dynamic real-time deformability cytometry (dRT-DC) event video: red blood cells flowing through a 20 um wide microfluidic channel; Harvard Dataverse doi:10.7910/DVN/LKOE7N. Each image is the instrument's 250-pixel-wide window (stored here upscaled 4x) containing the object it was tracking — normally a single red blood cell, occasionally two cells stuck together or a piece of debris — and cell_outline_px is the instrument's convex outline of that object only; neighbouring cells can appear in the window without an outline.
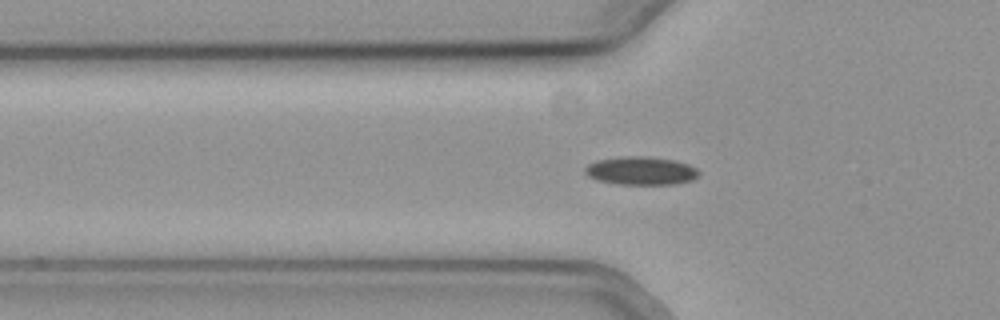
{"species": "common noctule bat (a hibernating species)", "species_latin": "Nyctalus noctula", "temperature_condition": "cold", "stored_images_in_passage": 52, "camera_frame_rate_fps": 3000, "um_per_image_px": 0.085, "animal": {"sex": "female", "body_mass_g": 19.3, "forearm_length_mm": 54.1}, "frame": {"image": 1, "passage_image": 18, "time_ms": 5.667, "image_size_px": [1000, 320], "cell_outline_px": [[700, 172], [692, 180], [676, 184], [616, 184], [596, 180], [588, 176], [584, 172], [584, 168], [588, 164], [596, 160], [624, 156], [648, 156], [676, 160], [688, 164], [696, 168]], "centroid_in_image_um": [54.46, 14.51], "position_along_channel_um": 71.3, "area_um2": 18.9}}
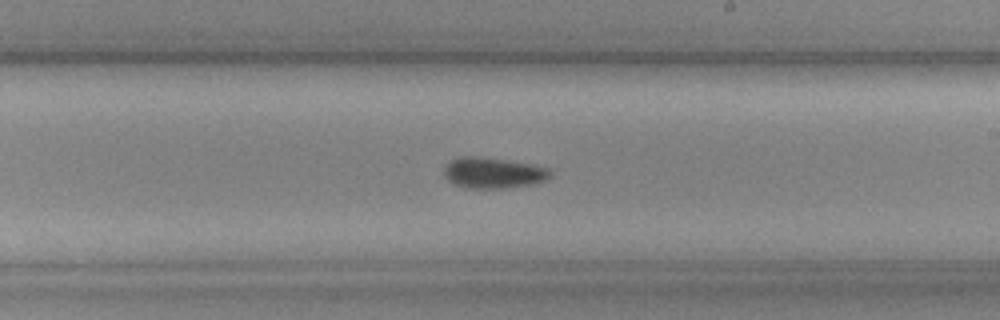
{"frame": {"image": 2, "passage_image": 32, "time_ms": 10.333, "image_size_px": [1000, 320], "cell_outline_px": [[552, 176], [548, 180], [532, 184], [504, 188], [464, 188], [452, 184], [444, 176], [444, 164], [460, 156], [476, 156], [532, 164], [548, 168], [552, 172]], "centroid_in_image_um": [41.9, 14.7], "position_along_channel_um": 247.1, "area_um2": 19.31}}
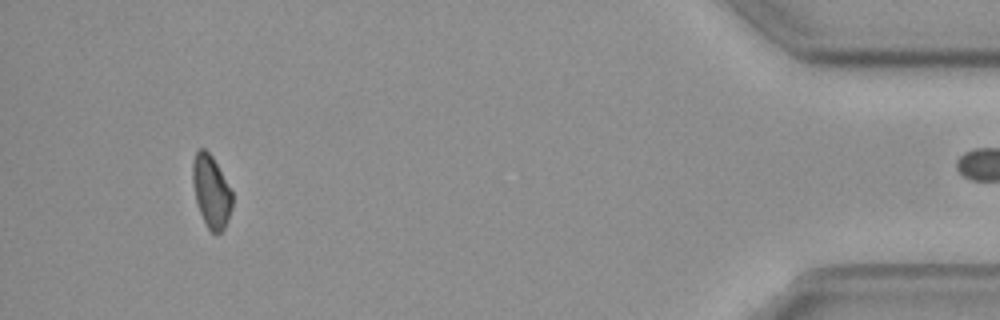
{"frame": {"image": 3, "passage_image": 51, "time_ms": 16.667, "image_size_px": [1000, 320], "cell_outline_px": [[232, 208], [228, 220], [224, 228], [216, 236], [208, 228], [200, 212], [196, 200], [192, 180], [192, 164], [196, 152], [200, 148], [204, 148], [212, 156], [232, 192]], "centroid_in_image_um": [17.95, 16.29], "position_along_channel_um": 417.2, "area_um2": 16.53}}